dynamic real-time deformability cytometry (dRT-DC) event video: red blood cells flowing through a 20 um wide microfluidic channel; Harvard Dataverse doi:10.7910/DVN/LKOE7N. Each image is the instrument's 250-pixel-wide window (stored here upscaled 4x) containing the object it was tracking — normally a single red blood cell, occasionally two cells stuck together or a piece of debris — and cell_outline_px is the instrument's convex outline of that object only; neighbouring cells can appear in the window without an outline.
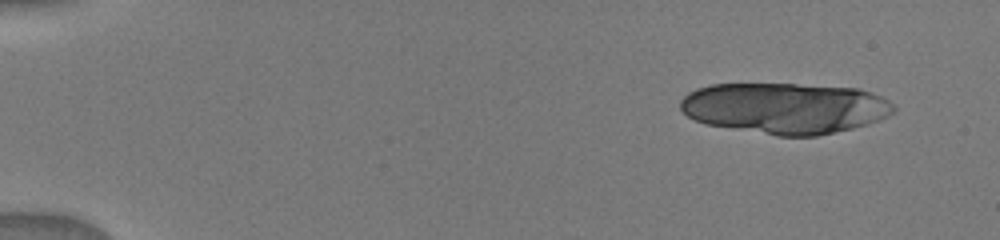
{"species": "human", "species_latin": "Homo sapiens", "temperature_condition": "warm", "stored_images_in_passage": 11, "camera_frame_rate_fps": 3000, "um_per_image_px": 0.085, "donor": {"sex": "male"}, "frame": {"image": 1, "passage_image": 2, "time_ms": 0.667, "image_size_px": [1000, 240], "cell_outline_px": [[896, 112], [880, 120], [868, 124], [852, 128], [816, 136], [776, 136], [704, 124], [688, 116], [680, 108], [680, 100], [688, 92], [696, 88], [712, 84], [796, 84], [860, 88], [880, 96], [888, 100], [896, 108]], "centroid_in_image_um": [66.73, 9.19], "position_along_channel_um": 18.3, "area_um2": 63.75}}
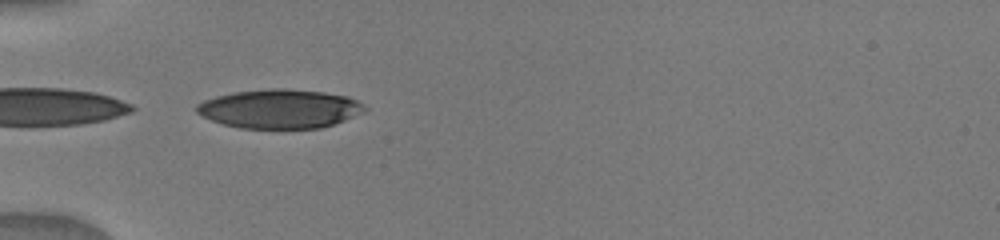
{"frame": {"image": 2, "passage_image": 9, "time_ms": 5.0, "image_size_px": [1000, 240], "cell_outline_px": [[368, 108], [364, 112], [344, 120], [320, 128], [240, 128], [224, 124], [212, 120], [196, 112], [196, 104], [204, 100], [216, 96], [236, 92], [268, 88], [284, 88], [324, 92], [348, 96], [364, 104]], "centroid_in_image_um": [23.79, 9.24], "position_along_channel_um": 61.2, "area_um2": 38.09}}
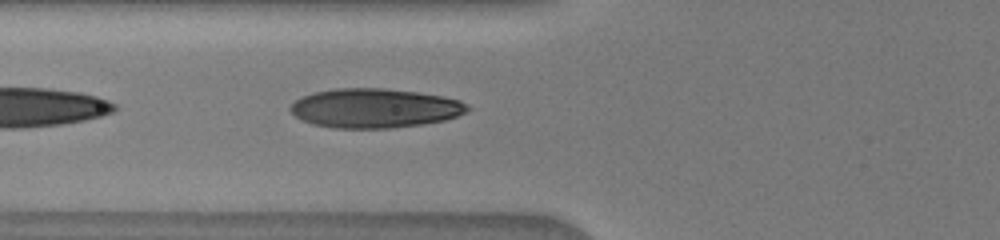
{"frame": {"image": 3, "passage_image": 11, "time_ms": 6.0, "image_size_px": [1000, 240], "cell_outline_px": [[472, 108], [456, 116], [444, 120], [424, 124], [392, 128], [336, 128], [312, 124], [296, 116], [288, 108], [296, 100], [304, 96], [316, 92], [336, 88], [384, 88], [416, 92], [440, 96], [460, 100]], "centroid_in_image_um": [31.86, 9.2], "position_along_channel_um": 93.9, "area_um2": 40.29}}